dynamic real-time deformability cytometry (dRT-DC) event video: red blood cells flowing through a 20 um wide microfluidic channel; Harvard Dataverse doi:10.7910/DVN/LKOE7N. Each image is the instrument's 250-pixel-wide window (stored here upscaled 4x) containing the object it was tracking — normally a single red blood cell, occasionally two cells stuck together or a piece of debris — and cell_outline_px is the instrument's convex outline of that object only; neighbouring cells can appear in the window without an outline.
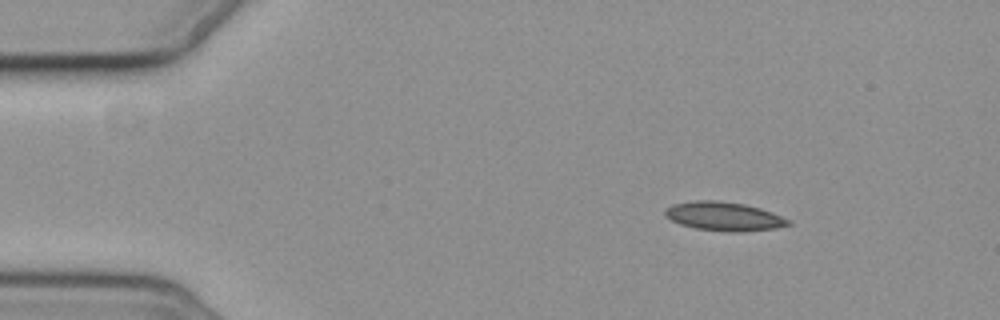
{"species": "common noctule bat (a hibernating species)", "species_latin": "Nyctalus noctula", "temperature_condition": "cold", "stored_images_in_passage": 5, "camera_frame_rate_fps": 3000, "um_per_image_px": 0.085, "animal": {"sex": "female", "body_mass_g": 19.3, "forearm_length_mm": 54.1}, "frame": {"image": 1, "passage_image": 1, "time_ms": 0.0, "image_size_px": [1000, 320], "cell_outline_px": [[792, 224], [776, 228], [740, 232], [728, 232], [696, 228], [680, 224], [664, 216], [664, 212], [672, 204], [696, 200], [716, 200], [744, 204], [760, 208], [772, 212], [788, 220]], "centroid_in_image_um": [61.52, 18.39], "position_along_channel_um": 23.5, "area_um2": 20.58}}
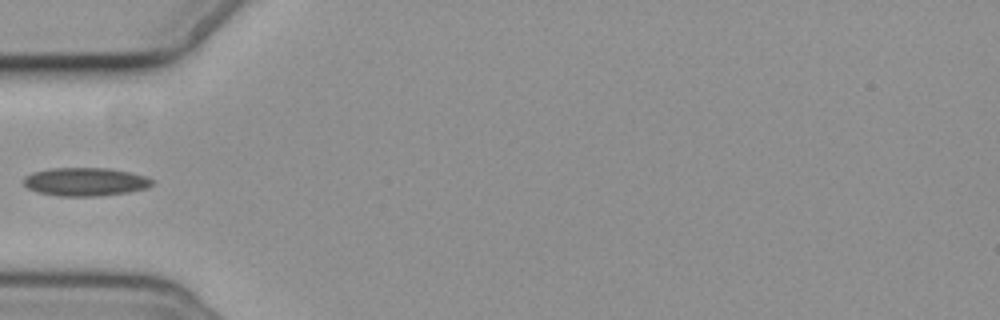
{"frame": {"image": 2, "passage_image": 4, "time_ms": 3.667, "image_size_px": [1000, 320], "cell_outline_px": [[152, 184], [148, 188], [128, 192], [100, 196], [56, 196], [36, 192], [28, 188], [24, 184], [24, 176], [32, 172], [52, 168], [108, 168], [128, 172], [144, 176], [152, 180]], "centroid_in_image_um": [7.21, 15.46], "position_along_channel_um": 77.8, "area_um2": 21.21}}
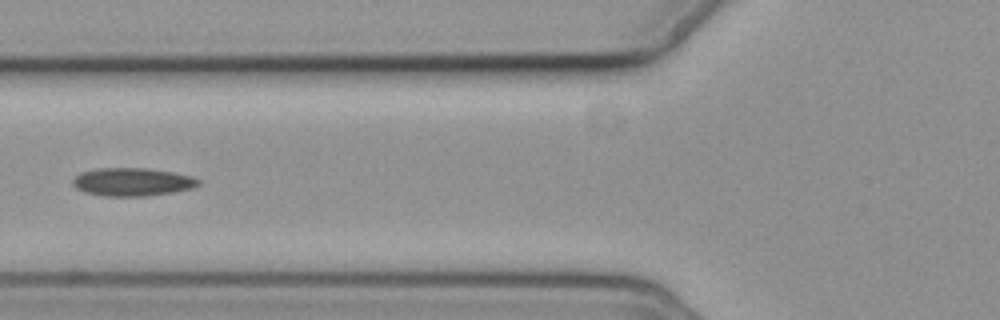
{"frame": {"image": 3, "passage_image": 5, "time_ms": 4.667, "image_size_px": [1000, 320], "cell_outline_px": [[200, 184], [192, 188], [172, 192], [148, 196], [104, 196], [84, 192], [76, 188], [72, 184], [72, 180], [80, 172], [100, 168], [148, 168], [172, 172], [192, 176], [200, 180]], "centroid_in_image_um": [11.24, 15.46], "position_along_channel_um": 114.6, "area_um2": 20.63}}